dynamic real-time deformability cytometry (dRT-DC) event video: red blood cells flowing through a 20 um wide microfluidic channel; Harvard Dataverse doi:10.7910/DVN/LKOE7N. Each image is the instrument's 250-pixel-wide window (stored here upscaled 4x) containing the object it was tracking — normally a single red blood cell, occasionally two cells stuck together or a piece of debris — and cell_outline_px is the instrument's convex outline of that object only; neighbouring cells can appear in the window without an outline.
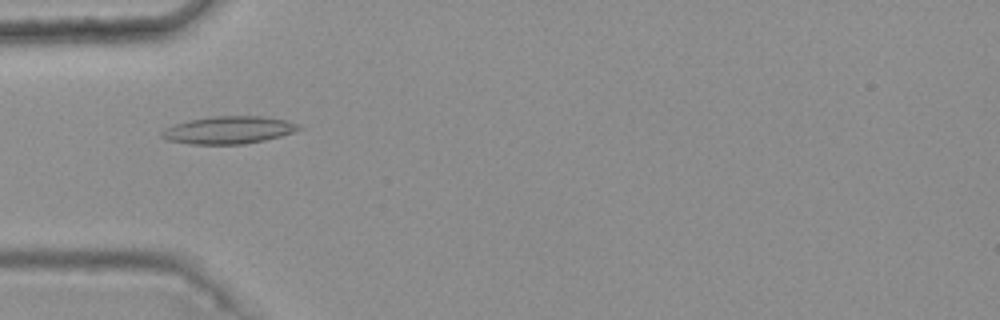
{"species": "common noctule bat (a hibernating species)", "species_latin": "Nyctalus noctula", "temperature_condition": "warm", "stored_images_in_passage": 3, "camera_frame_rate_fps": 3000, "um_per_image_px": 0.085, "animal": {"sex": "female", "body_mass_g": 25.1}, "frame": {"image": 1, "passage_image": 1, "time_ms": 0.0, "image_size_px": [1000, 320], "cell_outline_px": [[304, 128], [280, 136], [264, 140], [244, 144], [192, 144], [168, 140], [160, 136], [160, 132], [164, 128], [188, 120], [212, 116], [264, 116], [284, 120], [296, 124]], "centroid_in_image_um": [19.4, 11.05], "position_along_channel_um": 65.6, "area_um2": 21.85}}
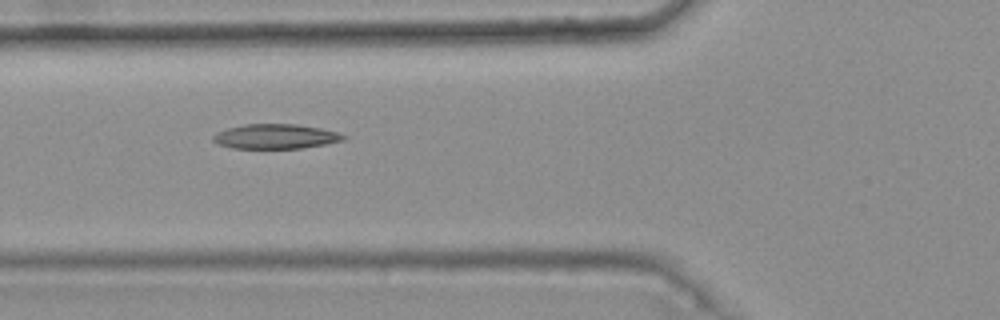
{"frame": {"image": 2, "passage_image": 2, "time_ms": 0.333, "image_size_px": [1000, 320], "cell_outline_px": [[348, 136], [344, 140], [324, 144], [300, 148], [232, 148], [220, 144], [212, 140], [212, 136], [216, 132], [228, 128], [244, 124], [296, 124], [320, 128], [336, 132]], "centroid_in_image_um": [23.41, 11.59], "position_along_channel_um": 102.4, "area_um2": 18.61}}
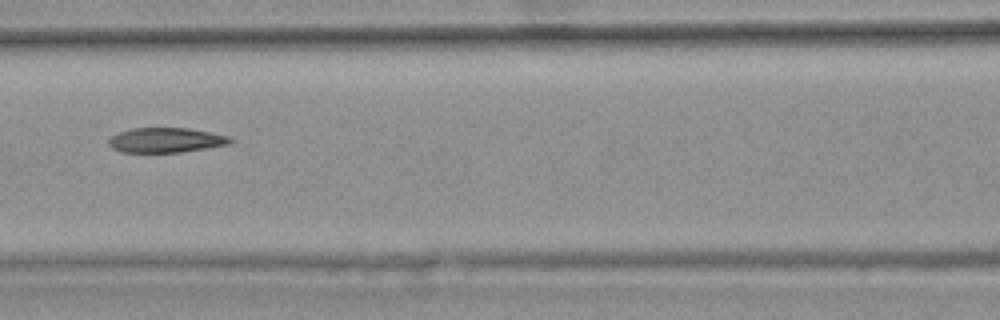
{"frame": {"image": 3, "passage_image": 3, "time_ms": 0.667, "image_size_px": [1000, 320], "cell_outline_px": [[236, 140], [228, 144], [180, 152], [120, 152], [112, 148], [108, 144], [108, 140], [112, 136], [120, 132], [132, 128], [188, 128], [228, 136]], "centroid_in_image_um": [14.08, 11.91], "position_along_channel_um": 152.5, "area_um2": 17.4}}